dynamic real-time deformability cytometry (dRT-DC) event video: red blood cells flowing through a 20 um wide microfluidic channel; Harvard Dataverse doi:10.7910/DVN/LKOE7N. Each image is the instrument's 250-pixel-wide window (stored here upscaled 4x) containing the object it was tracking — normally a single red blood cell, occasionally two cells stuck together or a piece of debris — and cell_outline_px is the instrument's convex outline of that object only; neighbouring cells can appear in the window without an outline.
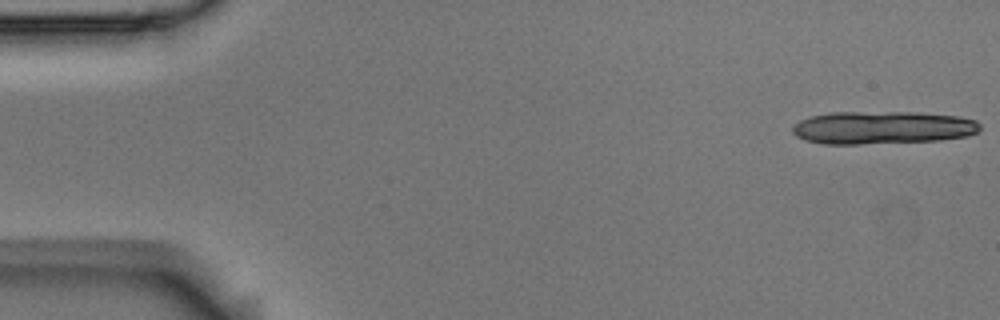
{"species": "Egyptian fruit bat (a non-hibernating species)", "species_latin": "Rousettus aegyptiacus", "temperature_condition": "room temperature", "stored_images_in_passage": 13, "camera_frame_rate_fps": 3000, "um_per_image_px": 0.085, "animal": {"sex": "male"}, "frame": {"image": 1, "passage_image": 1, "time_ms": 0.0, "image_size_px": [1000, 320], "cell_outline_px": [[980, 128], [976, 132], [968, 136], [940, 140], [860, 144], [824, 144], [804, 140], [796, 136], [792, 132], [792, 128], [800, 120], [812, 116], [832, 112], [916, 112], [960, 116], [976, 120], [980, 124]], "centroid_in_image_um": [75.02, 10.84], "position_along_channel_um": 10.0, "area_um2": 36.07}}